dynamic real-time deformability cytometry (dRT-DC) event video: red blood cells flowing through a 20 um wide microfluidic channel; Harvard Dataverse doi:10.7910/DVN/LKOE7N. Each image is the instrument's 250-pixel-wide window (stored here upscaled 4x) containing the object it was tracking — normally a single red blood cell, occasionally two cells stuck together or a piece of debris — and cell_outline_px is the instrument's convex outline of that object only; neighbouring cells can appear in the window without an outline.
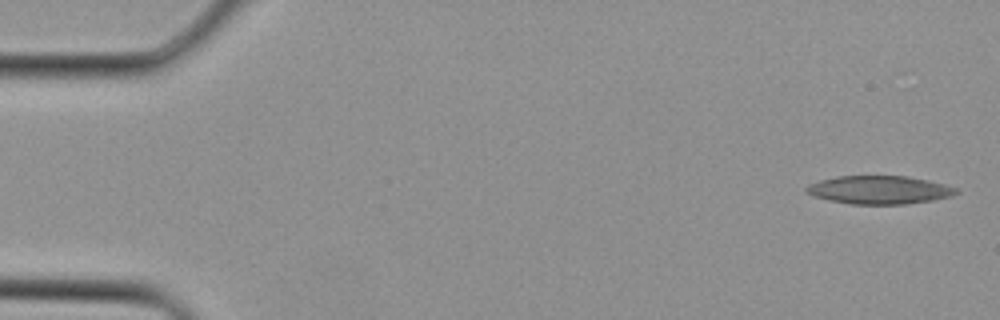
{"species": "Egyptian fruit bat (a non-hibernating species)", "species_latin": "Rousettus aegyptiacus", "temperature_condition": "cold", "stored_images_in_passage": 3, "camera_frame_rate_fps": 3000, "um_per_image_px": 0.085, "animal": {"sex": "female"}, "frame": {"image": 1, "passage_image": 1, "time_ms": 0.0, "image_size_px": [1000, 320], "cell_outline_px": [[960, 192], [952, 196], [932, 200], [904, 204], [852, 204], [812, 196], [804, 192], [804, 188], [808, 184], [820, 180], [836, 176], [908, 176], [928, 180], [944, 184], [956, 188]], "centroid_in_image_um": [74.72, 16.13], "position_along_channel_um": 10.3, "area_um2": 24.68}}
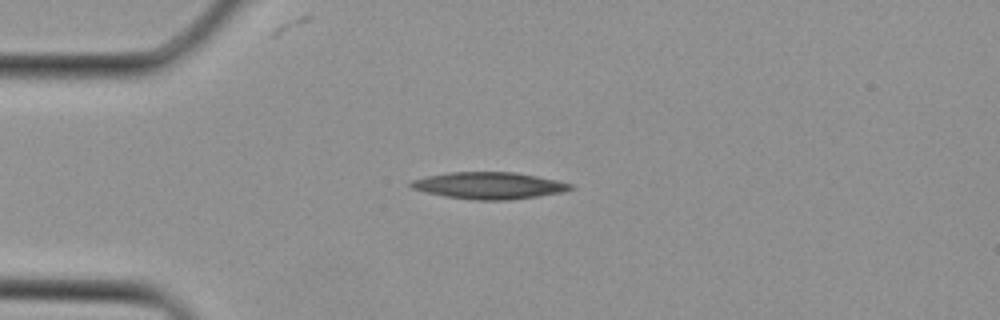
{"frame": {"image": 2, "passage_image": 3, "time_ms": 0.667, "image_size_px": [1000, 320], "cell_outline_px": [[576, 188], [564, 192], [540, 196], [508, 200], [476, 200], [444, 196], [424, 192], [412, 188], [408, 184], [408, 180], [448, 172], [516, 172], [556, 180], [572, 184]], "centroid_in_image_um": [41.56, 15.77], "position_along_channel_um": 43.4, "area_um2": 25.14}}